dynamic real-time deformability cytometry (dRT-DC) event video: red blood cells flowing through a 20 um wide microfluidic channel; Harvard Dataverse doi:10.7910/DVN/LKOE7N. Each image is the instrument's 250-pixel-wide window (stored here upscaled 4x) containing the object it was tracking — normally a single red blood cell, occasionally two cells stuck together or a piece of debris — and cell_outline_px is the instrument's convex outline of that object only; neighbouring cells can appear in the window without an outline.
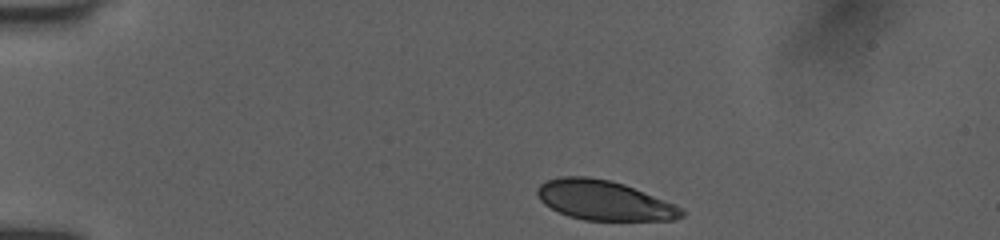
{"species": "human", "species_latin": "Homo sapiens", "temperature_condition": "room temperature", "stored_images_in_passage": 18, "camera_frame_rate_fps": 3000, "um_per_image_px": 0.085, "donor": {"sex": "female"}, "frame": {"image": 1, "passage_image": 1, "time_ms": 0.0, "image_size_px": [1000, 240], "cell_outline_px": [[684, 216], [676, 220], [584, 220], [568, 216], [544, 204], [540, 200], [536, 192], [536, 188], [540, 184], [548, 180], [560, 176], [588, 176], [612, 180], [624, 184], [676, 204], [684, 212]], "centroid_in_image_um": [51.35, 17.02], "position_along_channel_um": 33.7, "area_um2": 33.47}}
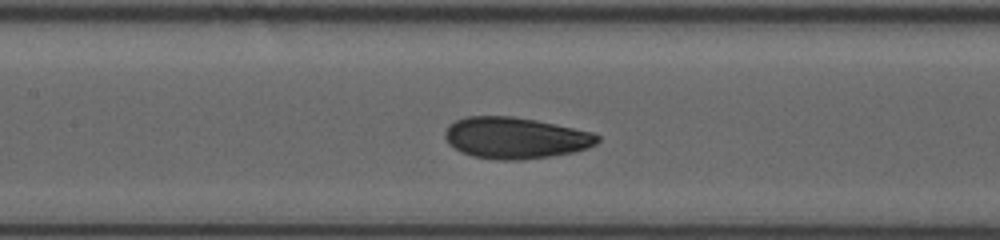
{"frame": {"image": 2, "passage_image": 11, "time_ms": 5.0, "image_size_px": [1000, 240], "cell_outline_px": [[600, 140], [596, 144], [588, 148], [572, 152], [552, 156], [520, 160], [500, 160], [472, 156], [460, 152], [448, 144], [444, 136], [444, 132], [448, 124], [464, 116], [512, 116], [536, 120], [592, 132], [600, 136]], "centroid_in_image_um": [43.77, 11.72], "position_along_channel_um": 163.6, "area_um2": 36.99}}
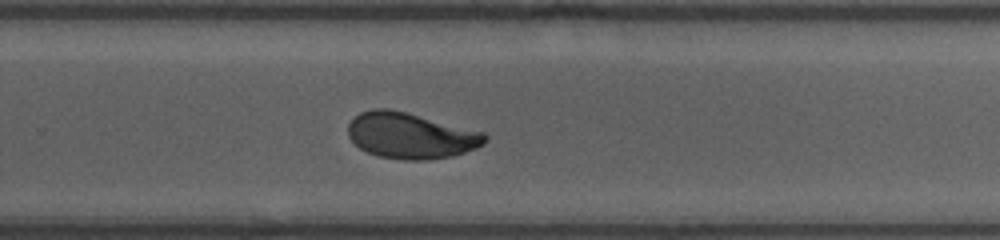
{"frame": {"image": 3, "passage_image": 18, "time_ms": 8.333, "image_size_px": [1000, 240], "cell_outline_px": [[488, 140], [484, 144], [476, 148], [452, 156], [428, 160], [404, 160], [376, 156], [360, 148], [348, 136], [348, 124], [360, 112], [372, 108], [388, 108], [408, 112], [484, 132], [488, 136]], "centroid_in_image_um": [34.92, 11.52], "position_along_channel_um": 294.9, "area_um2": 36.88}}